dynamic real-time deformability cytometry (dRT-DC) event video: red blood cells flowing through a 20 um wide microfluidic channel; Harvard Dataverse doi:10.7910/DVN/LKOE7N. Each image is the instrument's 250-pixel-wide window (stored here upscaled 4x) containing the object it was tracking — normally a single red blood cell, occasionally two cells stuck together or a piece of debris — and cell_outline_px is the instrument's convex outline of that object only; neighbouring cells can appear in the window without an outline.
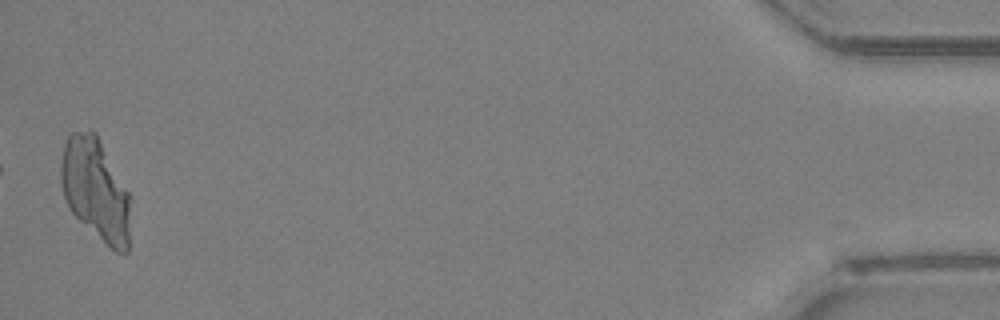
{"species": "Egyptian fruit bat (a non-hibernating species)", "species_latin": "Rousettus aegyptiacus", "temperature_condition": "room temperature", "stored_images_in_passage": 34, "camera_frame_rate_fps": 3000, "um_per_image_px": 0.085, "animal": {"sex": "female"}, "frame": {"image": 1, "passage_image": 34, "time_ms": 11.0, "image_size_px": [1000, 320], "cell_outline_px": [[128, 252], [116, 252], [80, 220], [68, 208], [60, 184], [60, 164], [64, 144], [68, 136], [72, 132], [88, 128], [92, 128], [96, 132], [128, 192]], "centroid_in_image_um": [8.07, 16.02], "position_along_channel_um": 427.1, "area_um2": 40.81}}